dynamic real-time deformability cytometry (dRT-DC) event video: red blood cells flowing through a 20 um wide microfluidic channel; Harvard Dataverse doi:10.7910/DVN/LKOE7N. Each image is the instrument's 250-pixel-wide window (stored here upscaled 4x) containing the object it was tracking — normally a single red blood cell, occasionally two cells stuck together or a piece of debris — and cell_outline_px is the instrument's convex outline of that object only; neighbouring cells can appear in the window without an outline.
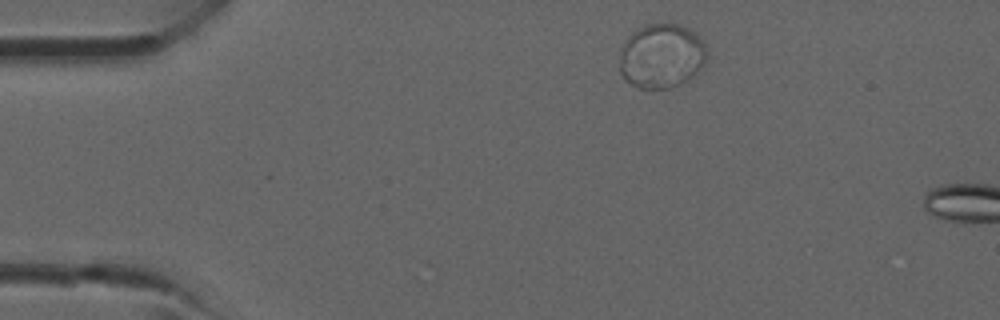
{"species": "common noctule bat (a hibernating species)", "species_latin": "Nyctalus noctula", "temperature_condition": "room temperature", "stored_images_in_passage": 2, "camera_frame_rate_fps": 3000, "um_per_image_px": 0.085, "animal": {"sex": "male", "forearm_length_mm": 52.5}, "frame": {"image": 1, "passage_image": 1, "time_ms": 0.0, "image_size_px": [1000, 320], "cell_outline_px": [[708, 52], [704, 64], [684, 80], [668, 88], [640, 88], [624, 80], [620, 72], [620, 52], [628, 36], [632, 32], [644, 24], [680, 24], [696, 32], [704, 40], [708, 48]], "centroid_in_image_um": [56.23, 4.71], "position_along_channel_um": 28.8, "area_um2": 32.71}}